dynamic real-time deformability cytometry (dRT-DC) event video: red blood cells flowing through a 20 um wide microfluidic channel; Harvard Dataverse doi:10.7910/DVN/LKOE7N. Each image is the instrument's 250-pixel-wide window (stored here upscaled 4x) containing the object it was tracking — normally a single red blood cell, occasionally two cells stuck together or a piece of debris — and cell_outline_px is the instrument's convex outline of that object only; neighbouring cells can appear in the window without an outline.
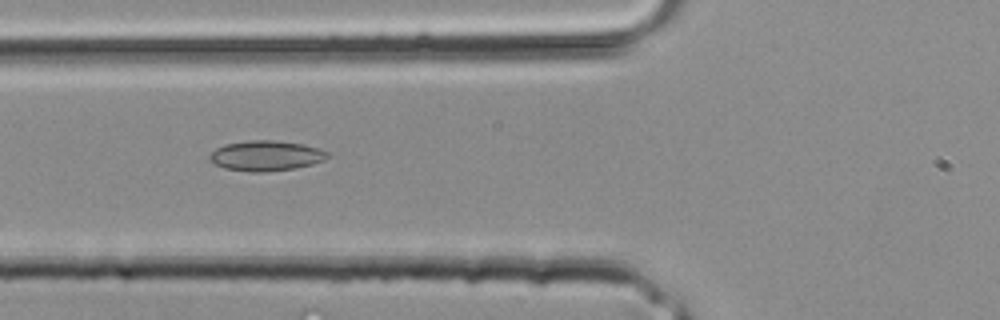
{"species": "common noctule bat (a hibernating species)", "species_latin": "Nyctalus noctula", "temperature_condition": "room temperature", "stored_images_in_passage": 27, "camera_frame_rate_fps": 3000, "um_per_image_px": 0.085, "animal": {"sex": "male", "body_mass_g": 20.4}, "frame": {"image": 1, "passage_image": 7, "time_ms": 2.0, "image_size_px": [1000, 320], "cell_outline_px": [[328, 156], [324, 160], [312, 164], [292, 168], [264, 172], [252, 172], [224, 168], [208, 160], [208, 156], [216, 148], [224, 144], [252, 140], [272, 140], [304, 144], [328, 152]], "centroid_in_image_um": [22.57, 13.23], "position_along_channel_um": 103.2, "area_um2": 20.58}}
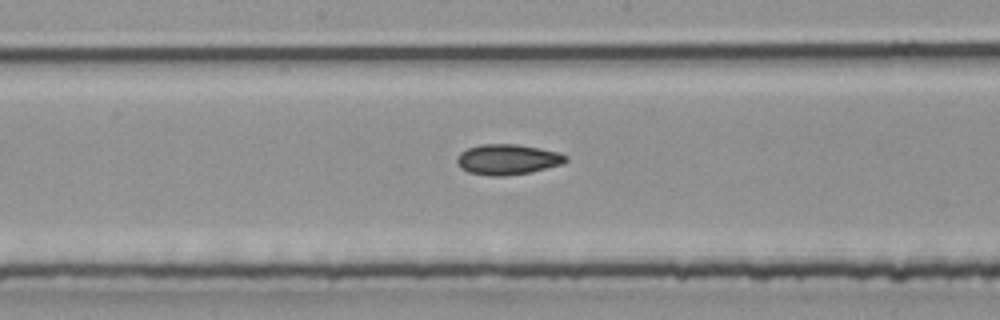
{"frame": {"image": 2, "passage_image": 12, "time_ms": 3.667, "image_size_px": [1000, 320], "cell_outline_px": [[568, 160], [564, 164], [532, 172], [504, 176], [488, 176], [468, 172], [460, 168], [456, 160], [456, 156], [460, 152], [468, 148], [480, 144], [516, 144], [540, 148], [556, 152], [568, 156]], "centroid_in_image_um": [43.14, 13.56], "position_along_channel_um": 205.1, "area_um2": 19.54}}
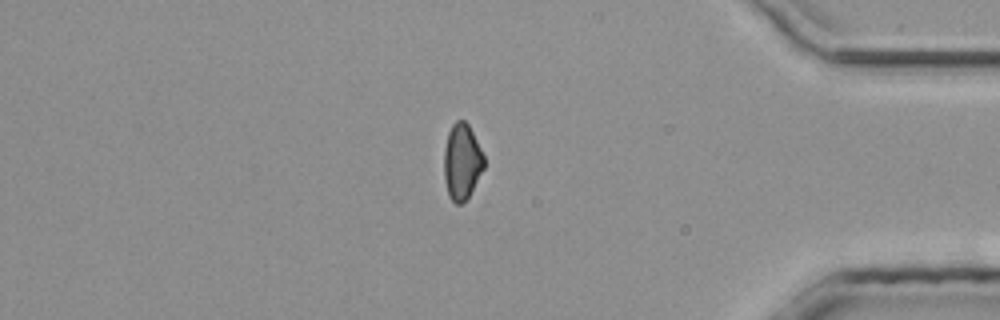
{"frame": {"image": 3, "passage_image": 23, "time_ms": 7.333, "image_size_px": [1000, 320], "cell_outline_px": [[484, 168], [468, 196], [460, 204], [456, 204], [448, 196], [444, 180], [444, 148], [448, 132], [452, 124], [456, 120], [464, 120], [468, 124], [484, 156]], "centroid_in_image_um": [39.24, 13.73], "position_along_channel_um": 396.0, "area_um2": 17.57}}